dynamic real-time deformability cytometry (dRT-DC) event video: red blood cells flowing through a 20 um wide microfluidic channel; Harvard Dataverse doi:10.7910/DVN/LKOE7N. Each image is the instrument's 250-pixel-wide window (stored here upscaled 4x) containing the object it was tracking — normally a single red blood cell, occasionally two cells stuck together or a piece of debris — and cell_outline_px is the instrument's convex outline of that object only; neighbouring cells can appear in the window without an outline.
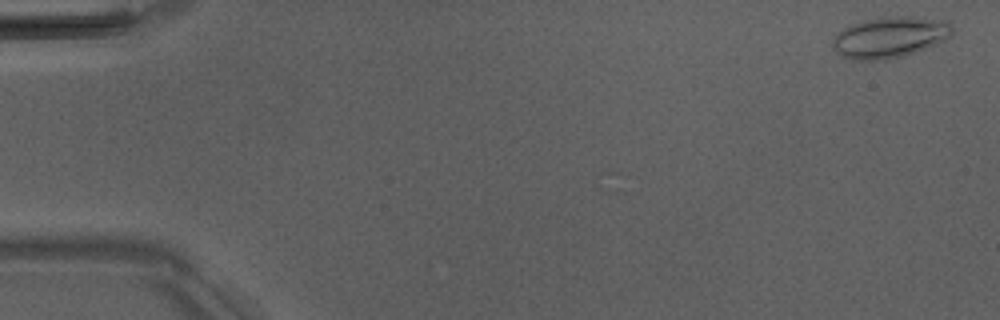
{"species": "Egyptian fruit bat (a non-hibernating species)", "species_latin": "Rousettus aegyptiacus", "temperature_condition": "room temperature", "stored_images_in_passage": 52, "camera_frame_rate_fps": 3000, "um_per_image_px": 0.085, "animal": {"sex": "male"}, "frame": {"image": 1, "passage_image": 2, "time_ms": 0.333, "image_size_px": [1000, 320], "cell_outline_px": [[952, 36], [944, 40], [916, 52], [904, 56], [888, 60], [852, 60], [836, 52], [832, 48], [832, 40], [844, 28], [852, 24], [864, 20], [892, 16], [912, 16], [948, 20], [952, 24]], "centroid_in_image_um": [75.67, 3.17], "position_along_channel_um": 9.3, "area_um2": 28.78}}
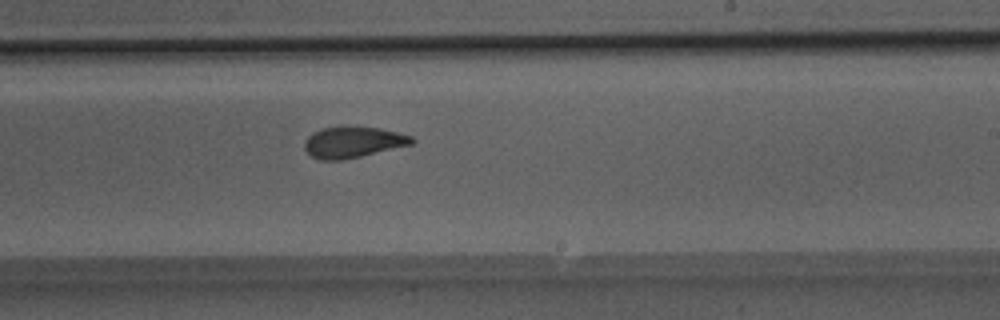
{"frame": {"image": 2, "passage_image": 32, "time_ms": 10.333, "image_size_px": [1000, 320], "cell_outline_px": [[416, 140], [412, 144], [360, 156], [340, 160], [320, 160], [312, 156], [304, 148], [304, 140], [312, 132], [320, 128], [344, 124], [380, 128], [412, 136]], "centroid_in_image_um": [29.96, 12.04], "position_along_channel_um": 259.0, "area_um2": 19.83}}
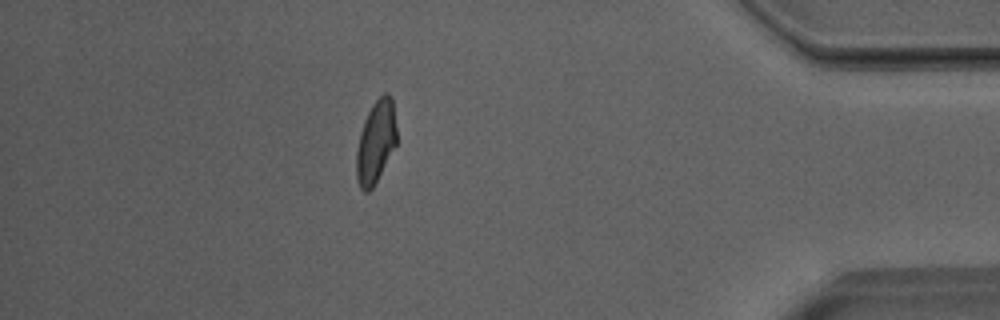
{"frame": {"image": 3, "passage_image": 46, "time_ms": 15.0, "image_size_px": [1000, 320], "cell_outline_px": [[396, 144], [372, 188], [368, 192], [364, 192], [360, 188], [356, 180], [356, 152], [360, 132], [364, 120], [372, 104], [384, 92], [388, 92], [392, 96], [396, 128]], "centroid_in_image_um": [31.93, 12.04], "position_along_channel_um": 403.3, "area_um2": 19.31}, "authors_computed_cell_mechanics": {"area_um2": 20.1433, "velocity_mm_per_s": 3.9973, "shape_relaxation_time_tau1_ms": 8.5723, "shape_relaxation_time_tau2_ms": 1.3067, "deformation_change_tau1": 0.201, "deformation_change_tau2": 0.0743}}